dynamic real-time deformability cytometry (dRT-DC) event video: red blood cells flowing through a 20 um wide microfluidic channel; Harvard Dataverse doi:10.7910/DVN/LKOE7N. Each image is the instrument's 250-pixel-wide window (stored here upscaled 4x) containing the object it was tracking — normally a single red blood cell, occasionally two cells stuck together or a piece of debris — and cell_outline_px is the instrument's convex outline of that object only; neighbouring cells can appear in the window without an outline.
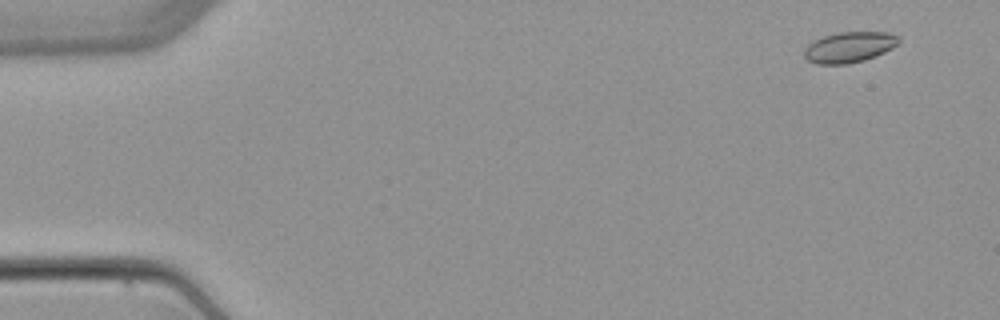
{"species": "common noctule bat (a hibernating species)", "species_latin": "Nyctalus noctula", "temperature_condition": "warm", "stored_images_in_passage": 5, "camera_frame_rate_fps": 3000, "um_per_image_px": 0.085, "animal": {"sex": "female", "body_mass_g": 22.7, "forearm_length_mm": 54.2}, "frame": {"image": 1, "passage_image": 1, "time_ms": 0.0, "image_size_px": [1000, 320], "cell_outline_px": [[900, 40], [892, 48], [876, 56], [864, 60], [848, 64], [816, 64], [808, 60], [804, 56], [804, 48], [808, 44], [824, 36], [840, 32], [888, 32], [900, 36]], "centroid_in_image_um": [72.2, 4.01], "position_along_channel_um": 12.8, "area_um2": 16.88}}